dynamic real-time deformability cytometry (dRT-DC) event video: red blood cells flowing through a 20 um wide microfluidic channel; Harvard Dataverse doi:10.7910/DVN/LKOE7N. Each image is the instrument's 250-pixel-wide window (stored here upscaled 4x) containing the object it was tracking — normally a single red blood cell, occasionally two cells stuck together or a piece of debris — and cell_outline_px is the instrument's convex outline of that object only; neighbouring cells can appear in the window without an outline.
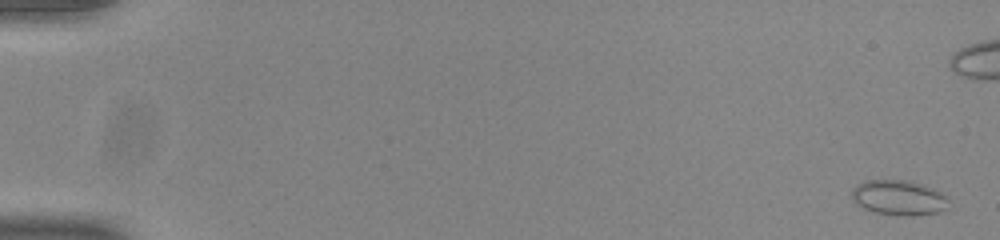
{"species": "common noctule bat (a hibernating species)", "species_latin": "Nyctalus noctula", "temperature_condition": "room temperature", "stored_images_in_passage": 55, "camera_frame_rate_fps": 3000, "um_per_image_px": 0.085, "animal": {"sex": "male", "body_mass_g": 20.0, "forearm_length_mm": 53.3}, "frame": {"image": 1, "passage_image": 2, "time_ms": 0.333, "image_size_px": [1000, 240], "cell_outline_px": [[948, 200], [944, 208], [940, 212], [912, 216], [896, 216], [876, 212], [864, 208], [856, 204], [852, 196], [852, 188], [864, 180], [908, 180], [932, 188], [940, 192]], "centroid_in_image_um": [76.36, 16.81], "position_along_channel_um": 8.6, "area_um2": 19.65}}
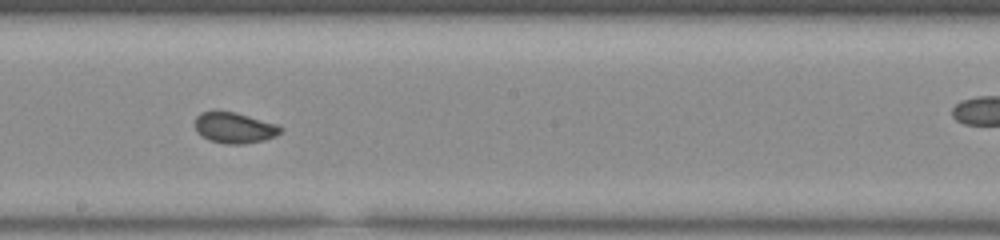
{"frame": {"image": 2, "passage_image": 32, "time_ms": 10.333, "image_size_px": [1000, 240], "cell_outline_px": [[284, 128], [276, 136], [264, 140], [244, 144], [228, 144], [208, 140], [196, 132], [196, 116], [200, 112], [236, 112], [276, 124]], "centroid_in_image_um": [19.93, 10.87], "position_along_channel_um": 228.3, "area_um2": 15.26}}
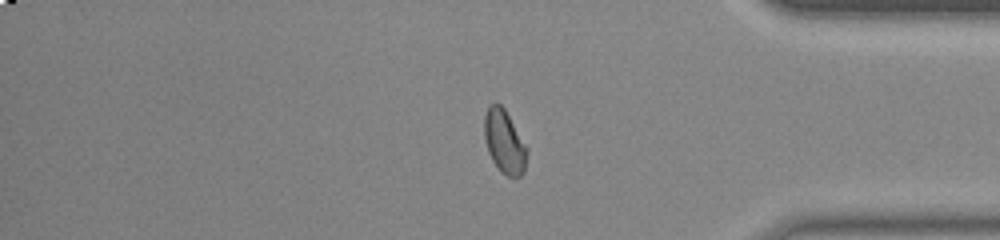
{"frame": {"image": 3, "passage_image": 46, "time_ms": 15.0, "image_size_px": [1000, 240], "cell_outline_px": [[528, 152], [524, 172], [520, 176], [508, 176], [492, 160], [488, 152], [484, 136], [484, 116], [488, 104], [500, 104], [504, 108], [528, 148]], "centroid_in_image_um": [42.87, 12.02], "position_along_channel_um": 392.3, "area_um2": 15.61}, "authors_computed_cell_mechanics": {"area_um2": 15.7794, "velocity_mm_per_s": 3.8845, "shape_relaxation_time_tau1_ms": 8.2716, "shape_relaxation_time_tau2_ms": 1.6591, "deformation_change_tau1": 0.1198, "deformation_change_tau2": 0.0453}}